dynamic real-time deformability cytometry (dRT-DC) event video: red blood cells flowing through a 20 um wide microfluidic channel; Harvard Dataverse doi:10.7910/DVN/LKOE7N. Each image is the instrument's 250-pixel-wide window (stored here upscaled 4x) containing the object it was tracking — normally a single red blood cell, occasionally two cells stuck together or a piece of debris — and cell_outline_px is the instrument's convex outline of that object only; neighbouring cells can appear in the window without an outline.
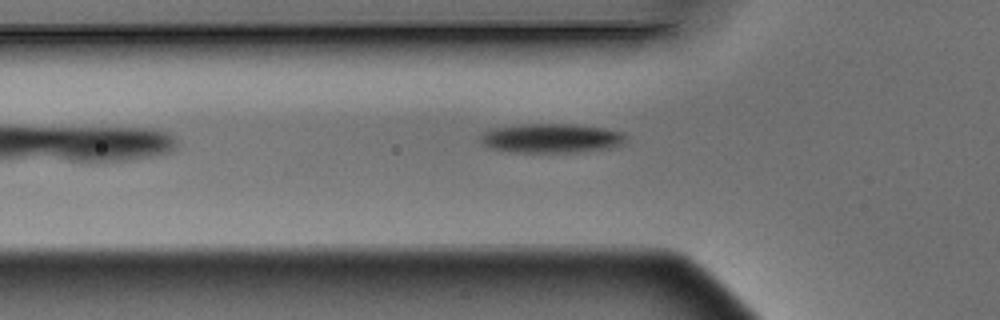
{"species": "Egyptian fruit bat (a non-hibernating species)", "species_latin": "Rousettus aegyptiacus", "temperature_condition": "warm", "stored_images_in_passage": 5, "camera_frame_rate_fps": 3000, "um_per_image_px": 0.085, "animal": {"sex": "male"}, "frame": {"image": 1, "passage_image": 4, "time_ms": 1.0, "image_size_px": [1000, 320], "cell_outline_px": [[624, 140], [620, 144], [612, 148], [576, 152], [512, 152], [488, 148], [480, 140], [480, 136], [484, 132], [492, 128], [520, 124], [572, 124], [604, 128], [624, 132]], "centroid_in_image_um": [46.83, 11.75], "position_along_channel_um": 79.0, "area_um2": 24.8}}
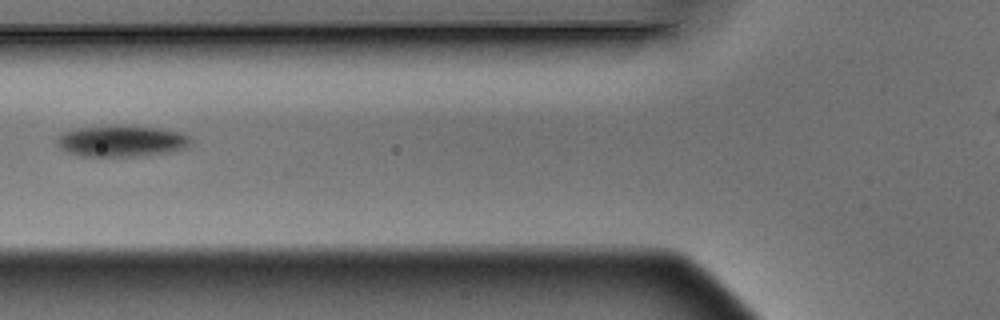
{"frame": {"image": 2, "passage_image": 5, "time_ms": 1.333, "image_size_px": [1000, 320], "cell_outline_px": [[192, 140], [188, 148], [168, 152], [144, 156], [80, 156], [68, 152], [60, 148], [56, 144], [56, 136], [64, 132], [76, 128], [116, 124], [160, 128], [180, 132], [192, 136]], "centroid_in_image_um": [10.35, 11.97], "position_along_channel_um": 115.5, "area_um2": 25.03}}